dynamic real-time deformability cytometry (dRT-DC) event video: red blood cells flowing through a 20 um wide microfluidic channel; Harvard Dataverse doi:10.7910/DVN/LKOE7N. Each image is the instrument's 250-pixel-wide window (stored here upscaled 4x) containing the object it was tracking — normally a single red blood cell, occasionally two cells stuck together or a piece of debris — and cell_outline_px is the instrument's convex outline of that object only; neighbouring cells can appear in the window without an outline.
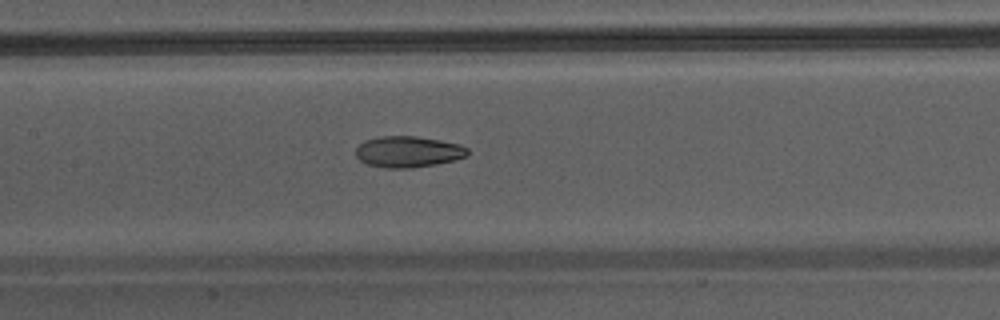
{"species": "Egyptian fruit bat (a non-hibernating species)", "species_latin": "Rousettus aegyptiacus", "temperature_condition": "warm", "stored_images_in_passage": 41, "camera_frame_rate_fps": 3000, "um_per_image_px": 0.085, "animal": {"sex": "male"}, "frame": {"image": 1, "passage_image": 18, "time_ms": 5.667, "image_size_px": [1000, 320], "cell_outline_px": [[468, 152], [464, 156], [452, 160], [436, 164], [412, 168], [384, 168], [368, 164], [360, 160], [356, 156], [356, 148], [364, 140], [380, 136], [416, 136], [440, 140], [460, 144], [468, 148]], "centroid_in_image_um": [34.66, 12.89], "position_along_channel_um": 172.7, "area_um2": 20.23}}